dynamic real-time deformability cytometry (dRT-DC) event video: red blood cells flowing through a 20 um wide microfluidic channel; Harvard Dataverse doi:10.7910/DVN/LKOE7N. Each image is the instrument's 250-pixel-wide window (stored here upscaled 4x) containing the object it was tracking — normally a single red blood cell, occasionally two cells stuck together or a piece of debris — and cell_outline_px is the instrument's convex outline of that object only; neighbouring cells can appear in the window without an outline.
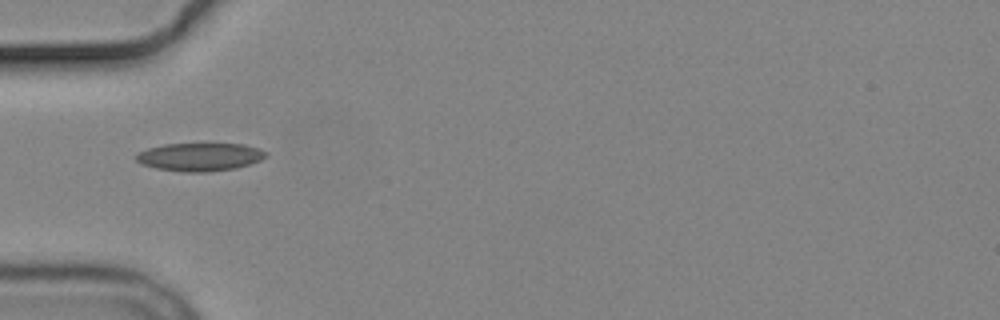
{"species": "common noctule bat (a hibernating species)", "species_latin": "Nyctalus noctula", "temperature_condition": "cold", "stored_images_in_passage": 7, "camera_frame_rate_fps": 3000, "um_per_image_px": 0.085, "animal": {"sex": "male", "body_mass_g": 19.2, "forearm_length_mm": 51.8}, "frame": {"image": 1, "passage_image": 5, "time_ms": 4.667, "image_size_px": [1000, 320], "cell_outline_px": [[268, 156], [260, 160], [236, 168], [208, 172], [184, 172], [156, 168], [140, 164], [136, 160], [136, 156], [140, 152], [148, 148], [164, 144], [244, 144], [260, 148], [268, 152]], "centroid_in_image_um": [17.01, 13.34], "position_along_channel_um": 68.0, "area_um2": 21.27}}
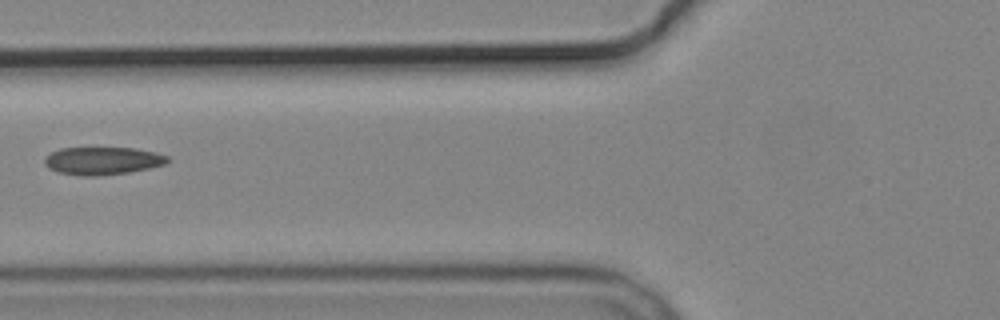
{"frame": {"image": 2, "passage_image": 6, "time_ms": 6.0, "image_size_px": [1000, 320], "cell_outline_px": [[172, 160], [164, 164], [148, 168], [128, 172], [96, 176], [84, 176], [56, 172], [48, 168], [44, 164], [44, 156], [60, 148], [136, 148], [156, 152], [168, 156]], "centroid_in_image_um": [8.7, 13.66], "position_along_channel_um": 117.1, "area_um2": 20.0}}
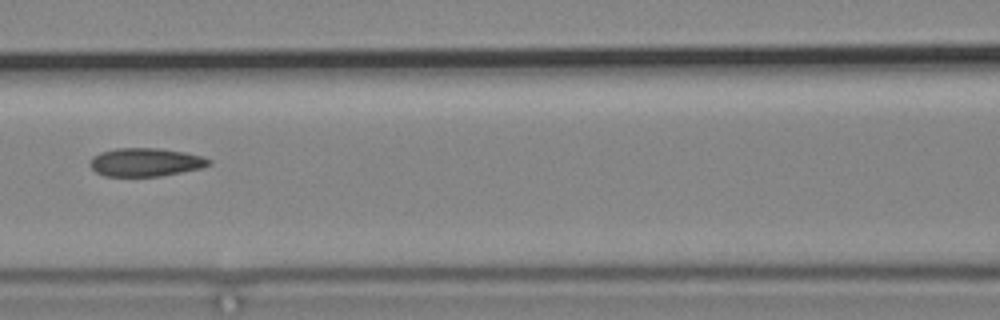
{"frame": {"image": 3, "passage_image": 7, "time_ms": 7.0, "image_size_px": [1000, 320], "cell_outline_px": [[212, 164], [200, 168], [160, 176], [104, 176], [96, 172], [88, 164], [92, 156], [100, 152], [116, 148], [160, 148], [184, 152], [200, 156], [212, 160]], "centroid_in_image_um": [12.34, 13.78], "position_along_channel_um": 154.3, "area_um2": 19.65}}